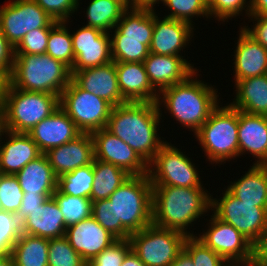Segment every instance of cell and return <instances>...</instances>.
I'll use <instances>...</instances> for the list:
<instances>
[{"label":"cell","instance_id":"cell-36","mask_svg":"<svg viewBox=\"0 0 267 266\" xmlns=\"http://www.w3.org/2000/svg\"><path fill=\"white\" fill-rule=\"evenodd\" d=\"M52 197L63 213L66 227L92 216V200L89 198L63 194L57 189Z\"/></svg>","mask_w":267,"mask_h":266},{"label":"cell","instance_id":"cell-17","mask_svg":"<svg viewBox=\"0 0 267 266\" xmlns=\"http://www.w3.org/2000/svg\"><path fill=\"white\" fill-rule=\"evenodd\" d=\"M144 66L152 87L160 93L185 81L197 69L185 56L157 55L151 53L144 60Z\"/></svg>","mask_w":267,"mask_h":266},{"label":"cell","instance_id":"cell-1","mask_svg":"<svg viewBox=\"0 0 267 266\" xmlns=\"http://www.w3.org/2000/svg\"><path fill=\"white\" fill-rule=\"evenodd\" d=\"M162 116L157 102H127L112 107L106 129L149 164L167 142L158 133Z\"/></svg>","mask_w":267,"mask_h":266},{"label":"cell","instance_id":"cell-35","mask_svg":"<svg viewBox=\"0 0 267 266\" xmlns=\"http://www.w3.org/2000/svg\"><path fill=\"white\" fill-rule=\"evenodd\" d=\"M69 21L58 22L50 31L46 53L70 69L75 61Z\"/></svg>","mask_w":267,"mask_h":266},{"label":"cell","instance_id":"cell-12","mask_svg":"<svg viewBox=\"0 0 267 266\" xmlns=\"http://www.w3.org/2000/svg\"><path fill=\"white\" fill-rule=\"evenodd\" d=\"M210 217L206 224L208 227L199 235L197 233L196 238L219 254L229 265L254 263L255 246L232 225L221 221L213 213Z\"/></svg>","mask_w":267,"mask_h":266},{"label":"cell","instance_id":"cell-30","mask_svg":"<svg viewBox=\"0 0 267 266\" xmlns=\"http://www.w3.org/2000/svg\"><path fill=\"white\" fill-rule=\"evenodd\" d=\"M153 30L154 10L128 8L110 35H123V39L144 40V44L149 47Z\"/></svg>","mask_w":267,"mask_h":266},{"label":"cell","instance_id":"cell-16","mask_svg":"<svg viewBox=\"0 0 267 266\" xmlns=\"http://www.w3.org/2000/svg\"><path fill=\"white\" fill-rule=\"evenodd\" d=\"M154 10V30L150 52L157 55L182 56L194 37V29L190 23L167 17H158ZM161 18V19H160Z\"/></svg>","mask_w":267,"mask_h":266},{"label":"cell","instance_id":"cell-14","mask_svg":"<svg viewBox=\"0 0 267 266\" xmlns=\"http://www.w3.org/2000/svg\"><path fill=\"white\" fill-rule=\"evenodd\" d=\"M75 61L71 69L76 71L107 64L111 57L110 33L82 25L71 33Z\"/></svg>","mask_w":267,"mask_h":266},{"label":"cell","instance_id":"cell-55","mask_svg":"<svg viewBox=\"0 0 267 266\" xmlns=\"http://www.w3.org/2000/svg\"><path fill=\"white\" fill-rule=\"evenodd\" d=\"M170 266H194L191 257L183 250Z\"/></svg>","mask_w":267,"mask_h":266},{"label":"cell","instance_id":"cell-23","mask_svg":"<svg viewBox=\"0 0 267 266\" xmlns=\"http://www.w3.org/2000/svg\"><path fill=\"white\" fill-rule=\"evenodd\" d=\"M41 154L37 144L27 133L4 130L0 138V173L15 175Z\"/></svg>","mask_w":267,"mask_h":266},{"label":"cell","instance_id":"cell-6","mask_svg":"<svg viewBox=\"0 0 267 266\" xmlns=\"http://www.w3.org/2000/svg\"><path fill=\"white\" fill-rule=\"evenodd\" d=\"M238 125L239 110L229 102L224 106L220 103L193 135L209 164L223 165L226 161L239 158Z\"/></svg>","mask_w":267,"mask_h":266},{"label":"cell","instance_id":"cell-7","mask_svg":"<svg viewBox=\"0 0 267 266\" xmlns=\"http://www.w3.org/2000/svg\"><path fill=\"white\" fill-rule=\"evenodd\" d=\"M3 107L4 129L14 133H28L60 107L59 96L20 90L8 84Z\"/></svg>","mask_w":267,"mask_h":266},{"label":"cell","instance_id":"cell-40","mask_svg":"<svg viewBox=\"0 0 267 266\" xmlns=\"http://www.w3.org/2000/svg\"><path fill=\"white\" fill-rule=\"evenodd\" d=\"M207 7L210 18L222 23L241 14L244 16V11L246 17L250 16V0H209Z\"/></svg>","mask_w":267,"mask_h":266},{"label":"cell","instance_id":"cell-43","mask_svg":"<svg viewBox=\"0 0 267 266\" xmlns=\"http://www.w3.org/2000/svg\"><path fill=\"white\" fill-rule=\"evenodd\" d=\"M21 222L15 213L0 210V254L9 255L21 235Z\"/></svg>","mask_w":267,"mask_h":266},{"label":"cell","instance_id":"cell-29","mask_svg":"<svg viewBox=\"0 0 267 266\" xmlns=\"http://www.w3.org/2000/svg\"><path fill=\"white\" fill-rule=\"evenodd\" d=\"M227 190L244 203L267 207V165L253 164L238 180L231 181Z\"/></svg>","mask_w":267,"mask_h":266},{"label":"cell","instance_id":"cell-42","mask_svg":"<svg viewBox=\"0 0 267 266\" xmlns=\"http://www.w3.org/2000/svg\"><path fill=\"white\" fill-rule=\"evenodd\" d=\"M183 250L191 257L194 266H230L219 254L206 247L196 237H188Z\"/></svg>","mask_w":267,"mask_h":266},{"label":"cell","instance_id":"cell-44","mask_svg":"<svg viewBox=\"0 0 267 266\" xmlns=\"http://www.w3.org/2000/svg\"><path fill=\"white\" fill-rule=\"evenodd\" d=\"M131 250L129 239H117L105 248L87 266H121L126 254Z\"/></svg>","mask_w":267,"mask_h":266},{"label":"cell","instance_id":"cell-5","mask_svg":"<svg viewBox=\"0 0 267 266\" xmlns=\"http://www.w3.org/2000/svg\"><path fill=\"white\" fill-rule=\"evenodd\" d=\"M72 79L71 69L44 54H15L9 84L30 92H46L60 97Z\"/></svg>","mask_w":267,"mask_h":266},{"label":"cell","instance_id":"cell-18","mask_svg":"<svg viewBox=\"0 0 267 266\" xmlns=\"http://www.w3.org/2000/svg\"><path fill=\"white\" fill-rule=\"evenodd\" d=\"M71 247L88 263L117 240L92 216L66 228Z\"/></svg>","mask_w":267,"mask_h":266},{"label":"cell","instance_id":"cell-34","mask_svg":"<svg viewBox=\"0 0 267 266\" xmlns=\"http://www.w3.org/2000/svg\"><path fill=\"white\" fill-rule=\"evenodd\" d=\"M93 163L58 177L57 190L63 194L91 199Z\"/></svg>","mask_w":267,"mask_h":266},{"label":"cell","instance_id":"cell-58","mask_svg":"<svg viewBox=\"0 0 267 266\" xmlns=\"http://www.w3.org/2000/svg\"><path fill=\"white\" fill-rule=\"evenodd\" d=\"M4 130V107L3 102H0V138Z\"/></svg>","mask_w":267,"mask_h":266},{"label":"cell","instance_id":"cell-26","mask_svg":"<svg viewBox=\"0 0 267 266\" xmlns=\"http://www.w3.org/2000/svg\"><path fill=\"white\" fill-rule=\"evenodd\" d=\"M66 228L63 213L53 197L30 211L21 222L22 233L47 239L65 236Z\"/></svg>","mask_w":267,"mask_h":266},{"label":"cell","instance_id":"cell-56","mask_svg":"<svg viewBox=\"0 0 267 266\" xmlns=\"http://www.w3.org/2000/svg\"><path fill=\"white\" fill-rule=\"evenodd\" d=\"M9 84V75L0 68V102H3Z\"/></svg>","mask_w":267,"mask_h":266},{"label":"cell","instance_id":"cell-21","mask_svg":"<svg viewBox=\"0 0 267 266\" xmlns=\"http://www.w3.org/2000/svg\"><path fill=\"white\" fill-rule=\"evenodd\" d=\"M72 79L84 90L105 99L113 107L127 103L122 97L115 62L76 71Z\"/></svg>","mask_w":267,"mask_h":266},{"label":"cell","instance_id":"cell-20","mask_svg":"<svg viewBox=\"0 0 267 266\" xmlns=\"http://www.w3.org/2000/svg\"><path fill=\"white\" fill-rule=\"evenodd\" d=\"M57 177L72 172L79 167L92 164L94 145L91 134L81 133L74 140L44 153Z\"/></svg>","mask_w":267,"mask_h":266},{"label":"cell","instance_id":"cell-28","mask_svg":"<svg viewBox=\"0 0 267 266\" xmlns=\"http://www.w3.org/2000/svg\"><path fill=\"white\" fill-rule=\"evenodd\" d=\"M235 98L229 104L241 112L267 116V74L235 83Z\"/></svg>","mask_w":267,"mask_h":266},{"label":"cell","instance_id":"cell-54","mask_svg":"<svg viewBox=\"0 0 267 266\" xmlns=\"http://www.w3.org/2000/svg\"><path fill=\"white\" fill-rule=\"evenodd\" d=\"M121 266H146V265L139 259V257L133 252V250H130L126 254Z\"/></svg>","mask_w":267,"mask_h":266},{"label":"cell","instance_id":"cell-59","mask_svg":"<svg viewBox=\"0 0 267 266\" xmlns=\"http://www.w3.org/2000/svg\"><path fill=\"white\" fill-rule=\"evenodd\" d=\"M122 2L127 8H131V0H118Z\"/></svg>","mask_w":267,"mask_h":266},{"label":"cell","instance_id":"cell-39","mask_svg":"<svg viewBox=\"0 0 267 266\" xmlns=\"http://www.w3.org/2000/svg\"><path fill=\"white\" fill-rule=\"evenodd\" d=\"M48 266H87V262L62 236L49 239Z\"/></svg>","mask_w":267,"mask_h":266},{"label":"cell","instance_id":"cell-38","mask_svg":"<svg viewBox=\"0 0 267 266\" xmlns=\"http://www.w3.org/2000/svg\"><path fill=\"white\" fill-rule=\"evenodd\" d=\"M162 4L167 7L168 13L164 17L182 20L194 26L193 18L201 16L210 19L207 2L205 0H163Z\"/></svg>","mask_w":267,"mask_h":266},{"label":"cell","instance_id":"cell-49","mask_svg":"<svg viewBox=\"0 0 267 266\" xmlns=\"http://www.w3.org/2000/svg\"><path fill=\"white\" fill-rule=\"evenodd\" d=\"M248 18H250L249 21H253V25L251 28L244 25V29L267 49V15L249 16Z\"/></svg>","mask_w":267,"mask_h":266},{"label":"cell","instance_id":"cell-9","mask_svg":"<svg viewBox=\"0 0 267 266\" xmlns=\"http://www.w3.org/2000/svg\"><path fill=\"white\" fill-rule=\"evenodd\" d=\"M59 106L81 133L89 134L106 128L113 107L105 99L82 89L73 79L61 93Z\"/></svg>","mask_w":267,"mask_h":266},{"label":"cell","instance_id":"cell-46","mask_svg":"<svg viewBox=\"0 0 267 266\" xmlns=\"http://www.w3.org/2000/svg\"><path fill=\"white\" fill-rule=\"evenodd\" d=\"M54 21H70L81 0H34ZM70 18V19H69Z\"/></svg>","mask_w":267,"mask_h":266},{"label":"cell","instance_id":"cell-25","mask_svg":"<svg viewBox=\"0 0 267 266\" xmlns=\"http://www.w3.org/2000/svg\"><path fill=\"white\" fill-rule=\"evenodd\" d=\"M239 157L251 154L256 165H267V116L239 111Z\"/></svg>","mask_w":267,"mask_h":266},{"label":"cell","instance_id":"cell-15","mask_svg":"<svg viewBox=\"0 0 267 266\" xmlns=\"http://www.w3.org/2000/svg\"><path fill=\"white\" fill-rule=\"evenodd\" d=\"M94 157L124 169L130 175H147L148 164L128 144L106 128L91 133Z\"/></svg>","mask_w":267,"mask_h":266},{"label":"cell","instance_id":"cell-4","mask_svg":"<svg viewBox=\"0 0 267 266\" xmlns=\"http://www.w3.org/2000/svg\"><path fill=\"white\" fill-rule=\"evenodd\" d=\"M114 205L115 237L129 239L152 224V184L147 175H131L108 198Z\"/></svg>","mask_w":267,"mask_h":266},{"label":"cell","instance_id":"cell-53","mask_svg":"<svg viewBox=\"0 0 267 266\" xmlns=\"http://www.w3.org/2000/svg\"><path fill=\"white\" fill-rule=\"evenodd\" d=\"M161 2H163V0H131V8L155 10L156 7L154 6L156 4H162Z\"/></svg>","mask_w":267,"mask_h":266},{"label":"cell","instance_id":"cell-11","mask_svg":"<svg viewBox=\"0 0 267 266\" xmlns=\"http://www.w3.org/2000/svg\"><path fill=\"white\" fill-rule=\"evenodd\" d=\"M221 198L211 195V212L221 221L236 228L254 246L267 229V207H256V203H244L226 188Z\"/></svg>","mask_w":267,"mask_h":266},{"label":"cell","instance_id":"cell-3","mask_svg":"<svg viewBox=\"0 0 267 266\" xmlns=\"http://www.w3.org/2000/svg\"><path fill=\"white\" fill-rule=\"evenodd\" d=\"M197 71L182 83L162 90L157 99L158 108L167 109L164 113L169 112L176 123L194 134L221 103L216 86L197 79L201 75Z\"/></svg>","mask_w":267,"mask_h":266},{"label":"cell","instance_id":"cell-2","mask_svg":"<svg viewBox=\"0 0 267 266\" xmlns=\"http://www.w3.org/2000/svg\"><path fill=\"white\" fill-rule=\"evenodd\" d=\"M209 210L211 194L205 188L152 186V223L156 226L196 237L190 229Z\"/></svg>","mask_w":267,"mask_h":266},{"label":"cell","instance_id":"cell-8","mask_svg":"<svg viewBox=\"0 0 267 266\" xmlns=\"http://www.w3.org/2000/svg\"><path fill=\"white\" fill-rule=\"evenodd\" d=\"M199 172L192 158L168 141L148 164L152 186L204 188Z\"/></svg>","mask_w":267,"mask_h":266},{"label":"cell","instance_id":"cell-32","mask_svg":"<svg viewBox=\"0 0 267 266\" xmlns=\"http://www.w3.org/2000/svg\"><path fill=\"white\" fill-rule=\"evenodd\" d=\"M93 174L92 202L108 199L131 176L124 169L95 158L93 161Z\"/></svg>","mask_w":267,"mask_h":266},{"label":"cell","instance_id":"cell-60","mask_svg":"<svg viewBox=\"0 0 267 266\" xmlns=\"http://www.w3.org/2000/svg\"><path fill=\"white\" fill-rule=\"evenodd\" d=\"M241 266H258V265H256L255 263H252V264L241 265Z\"/></svg>","mask_w":267,"mask_h":266},{"label":"cell","instance_id":"cell-57","mask_svg":"<svg viewBox=\"0 0 267 266\" xmlns=\"http://www.w3.org/2000/svg\"><path fill=\"white\" fill-rule=\"evenodd\" d=\"M0 266H15L12 256L5 255L0 257Z\"/></svg>","mask_w":267,"mask_h":266},{"label":"cell","instance_id":"cell-37","mask_svg":"<svg viewBox=\"0 0 267 266\" xmlns=\"http://www.w3.org/2000/svg\"><path fill=\"white\" fill-rule=\"evenodd\" d=\"M110 38L114 62H144L150 54L144 40L123 39V35H110Z\"/></svg>","mask_w":267,"mask_h":266},{"label":"cell","instance_id":"cell-50","mask_svg":"<svg viewBox=\"0 0 267 266\" xmlns=\"http://www.w3.org/2000/svg\"><path fill=\"white\" fill-rule=\"evenodd\" d=\"M15 58L14 47L7 41L0 28V68L11 74Z\"/></svg>","mask_w":267,"mask_h":266},{"label":"cell","instance_id":"cell-52","mask_svg":"<svg viewBox=\"0 0 267 266\" xmlns=\"http://www.w3.org/2000/svg\"><path fill=\"white\" fill-rule=\"evenodd\" d=\"M267 15V0H250V16Z\"/></svg>","mask_w":267,"mask_h":266},{"label":"cell","instance_id":"cell-41","mask_svg":"<svg viewBox=\"0 0 267 266\" xmlns=\"http://www.w3.org/2000/svg\"><path fill=\"white\" fill-rule=\"evenodd\" d=\"M24 192L15 175L0 173V210L17 213Z\"/></svg>","mask_w":267,"mask_h":266},{"label":"cell","instance_id":"cell-24","mask_svg":"<svg viewBox=\"0 0 267 266\" xmlns=\"http://www.w3.org/2000/svg\"><path fill=\"white\" fill-rule=\"evenodd\" d=\"M118 87L127 102H157L143 62H115Z\"/></svg>","mask_w":267,"mask_h":266},{"label":"cell","instance_id":"cell-33","mask_svg":"<svg viewBox=\"0 0 267 266\" xmlns=\"http://www.w3.org/2000/svg\"><path fill=\"white\" fill-rule=\"evenodd\" d=\"M86 11L85 26L110 33L128 9L118 0H90Z\"/></svg>","mask_w":267,"mask_h":266},{"label":"cell","instance_id":"cell-45","mask_svg":"<svg viewBox=\"0 0 267 266\" xmlns=\"http://www.w3.org/2000/svg\"><path fill=\"white\" fill-rule=\"evenodd\" d=\"M52 28H37L28 32L14 47L15 54H44Z\"/></svg>","mask_w":267,"mask_h":266},{"label":"cell","instance_id":"cell-51","mask_svg":"<svg viewBox=\"0 0 267 266\" xmlns=\"http://www.w3.org/2000/svg\"><path fill=\"white\" fill-rule=\"evenodd\" d=\"M254 263L258 266H267V229L259 243L255 246Z\"/></svg>","mask_w":267,"mask_h":266},{"label":"cell","instance_id":"cell-31","mask_svg":"<svg viewBox=\"0 0 267 266\" xmlns=\"http://www.w3.org/2000/svg\"><path fill=\"white\" fill-rule=\"evenodd\" d=\"M49 239L21 233L10 255L15 266H48Z\"/></svg>","mask_w":267,"mask_h":266},{"label":"cell","instance_id":"cell-22","mask_svg":"<svg viewBox=\"0 0 267 266\" xmlns=\"http://www.w3.org/2000/svg\"><path fill=\"white\" fill-rule=\"evenodd\" d=\"M41 153L74 140L81 132L70 117L59 107L27 133Z\"/></svg>","mask_w":267,"mask_h":266},{"label":"cell","instance_id":"cell-10","mask_svg":"<svg viewBox=\"0 0 267 266\" xmlns=\"http://www.w3.org/2000/svg\"><path fill=\"white\" fill-rule=\"evenodd\" d=\"M188 237L178 231L150 224L129 237L131 250L146 266H170L183 251Z\"/></svg>","mask_w":267,"mask_h":266},{"label":"cell","instance_id":"cell-47","mask_svg":"<svg viewBox=\"0 0 267 266\" xmlns=\"http://www.w3.org/2000/svg\"><path fill=\"white\" fill-rule=\"evenodd\" d=\"M92 217L115 236V211L109 199L92 202Z\"/></svg>","mask_w":267,"mask_h":266},{"label":"cell","instance_id":"cell-27","mask_svg":"<svg viewBox=\"0 0 267 266\" xmlns=\"http://www.w3.org/2000/svg\"><path fill=\"white\" fill-rule=\"evenodd\" d=\"M15 176L24 194L53 195L57 189L58 177L43 153L30 161Z\"/></svg>","mask_w":267,"mask_h":266},{"label":"cell","instance_id":"cell-13","mask_svg":"<svg viewBox=\"0 0 267 266\" xmlns=\"http://www.w3.org/2000/svg\"><path fill=\"white\" fill-rule=\"evenodd\" d=\"M57 23L34 0H9L0 6V28L13 47L28 32L53 28Z\"/></svg>","mask_w":267,"mask_h":266},{"label":"cell","instance_id":"cell-19","mask_svg":"<svg viewBox=\"0 0 267 266\" xmlns=\"http://www.w3.org/2000/svg\"><path fill=\"white\" fill-rule=\"evenodd\" d=\"M233 57L234 84L250 77L267 74V49L240 25Z\"/></svg>","mask_w":267,"mask_h":266},{"label":"cell","instance_id":"cell-48","mask_svg":"<svg viewBox=\"0 0 267 266\" xmlns=\"http://www.w3.org/2000/svg\"><path fill=\"white\" fill-rule=\"evenodd\" d=\"M52 197V195H43V194H24L21 206L16 213L18 220L22 222L30 211H33L37 208H40L48 198Z\"/></svg>","mask_w":267,"mask_h":266}]
</instances>
